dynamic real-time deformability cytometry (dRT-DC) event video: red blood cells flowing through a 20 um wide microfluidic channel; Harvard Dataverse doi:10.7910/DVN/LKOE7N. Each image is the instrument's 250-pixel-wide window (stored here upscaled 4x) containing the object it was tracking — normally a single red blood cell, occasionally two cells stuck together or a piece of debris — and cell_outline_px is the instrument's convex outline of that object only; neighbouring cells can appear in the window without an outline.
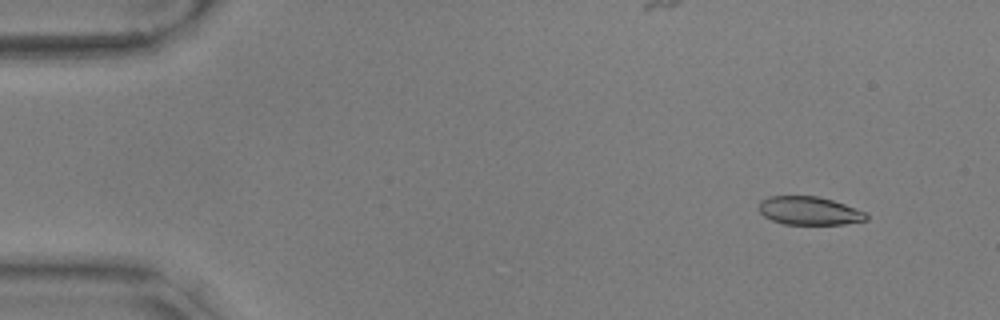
{"species": "common noctule bat (a hibernating species)", "species_latin": "Nyctalus noctula", "temperature_condition": "warm", "stored_images_in_passage": 56, "camera_frame_rate_fps": 3000, "um_per_image_px": 0.085, "animal": {"sex": "male", "body_mass_g": 17.9, "forearm_length_mm": 54.2}, "frame": {"image": 1, "passage_image": 5, "time_ms": 1.333, "image_size_px": [1000, 320], "cell_outline_px": [[868, 220], [844, 224], [784, 224], [772, 220], [764, 216], [760, 212], [760, 200], [768, 196], [820, 196], [844, 204], [864, 212], [868, 216]], "centroid_in_image_um": [68.78, 17.91], "position_along_channel_um": 16.2, "area_um2": 17.63}}
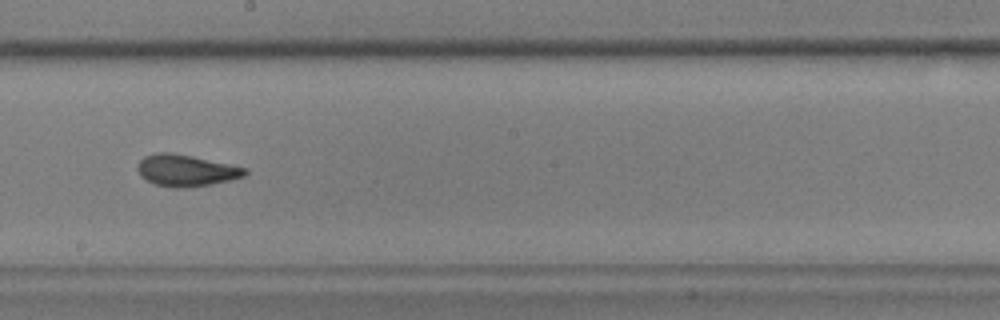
{"frame": {"image": 2, "passage_image": 32, "time_ms": 10.333, "image_size_px": [1000, 320], "cell_outline_px": [[248, 172], [244, 176], [232, 180], [212, 184], [188, 188], [172, 188], [156, 184], [140, 176], [136, 168], [140, 160], [144, 156], [156, 152], [172, 152], [192, 156], [248, 168]], "centroid_in_image_um": [15.82, 14.49], "position_along_channel_um": 232.4, "area_um2": 20.0}}
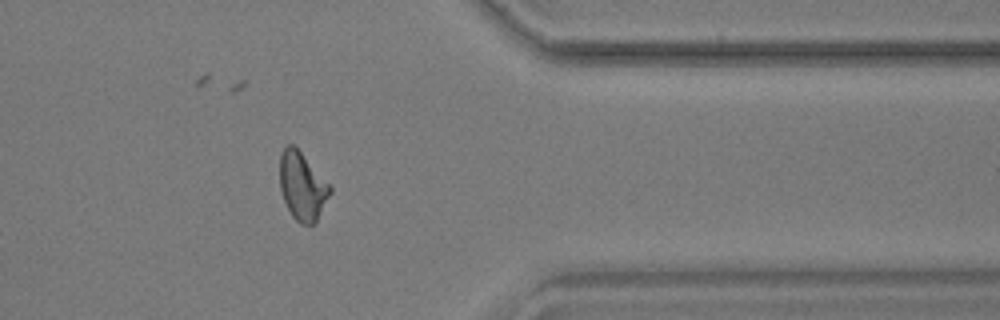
{"frame": {"image": 3, "passage_image": 46, "time_ms": 15.0, "image_size_px": [1000, 320], "cell_outline_px": [[332, 192], [316, 224], [300, 224], [292, 216], [284, 200], [280, 188], [280, 156], [284, 148], [288, 144], [292, 144], [300, 152], [332, 188]], "centroid_in_image_um": [25.7, 15.88], "position_along_channel_um": 385.7, "area_um2": 19.65}, "authors_computed_cell_mechanics": {"area_um2": 19.3919, "velocity_mm_per_s": 3.5697, "shape_relaxation_time_tau1_ms": 4.3707, "shape_relaxation_time_tau2_ms": 1.7044, "deformation_change_tau1": 0.1848, "deformation_change_tau2": 0.0875}}